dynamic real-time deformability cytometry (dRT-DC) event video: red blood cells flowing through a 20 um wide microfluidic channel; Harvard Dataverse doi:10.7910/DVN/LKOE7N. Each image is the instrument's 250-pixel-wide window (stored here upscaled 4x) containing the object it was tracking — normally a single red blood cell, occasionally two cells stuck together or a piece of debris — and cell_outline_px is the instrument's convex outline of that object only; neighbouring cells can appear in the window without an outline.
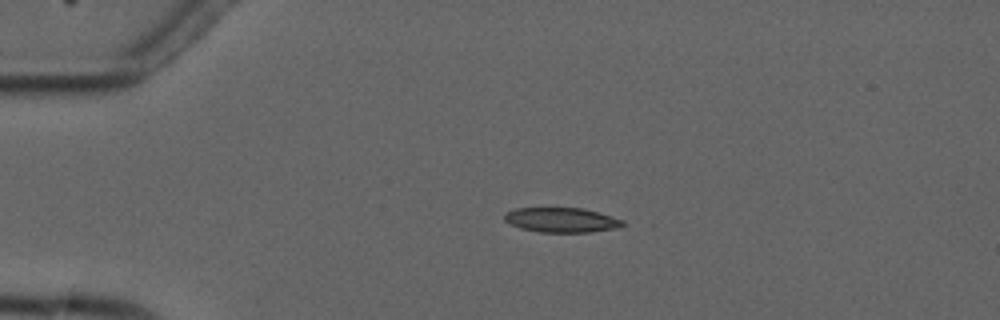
{"species": "common noctule bat (a hibernating species)", "species_latin": "Nyctalus noctula", "temperature_condition": "cold", "stored_images_in_passage": 5, "camera_frame_rate_fps": 3000, "um_per_image_px": 0.085, "animal": {"sex": "male", "forearm_length_mm": 52.5}, "frame": {"image": 1, "passage_image": 4, "time_ms": 3.667, "image_size_px": [1000, 320], "cell_outline_px": [[624, 224], [620, 228], [588, 232], [540, 232], [520, 228], [504, 220], [504, 212], [516, 208], [584, 208], [624, 220]], "centroid_in_image_um": [47.73, 18.7], "position_along_channel_um": 37.3, "area_um2": 17.05}}